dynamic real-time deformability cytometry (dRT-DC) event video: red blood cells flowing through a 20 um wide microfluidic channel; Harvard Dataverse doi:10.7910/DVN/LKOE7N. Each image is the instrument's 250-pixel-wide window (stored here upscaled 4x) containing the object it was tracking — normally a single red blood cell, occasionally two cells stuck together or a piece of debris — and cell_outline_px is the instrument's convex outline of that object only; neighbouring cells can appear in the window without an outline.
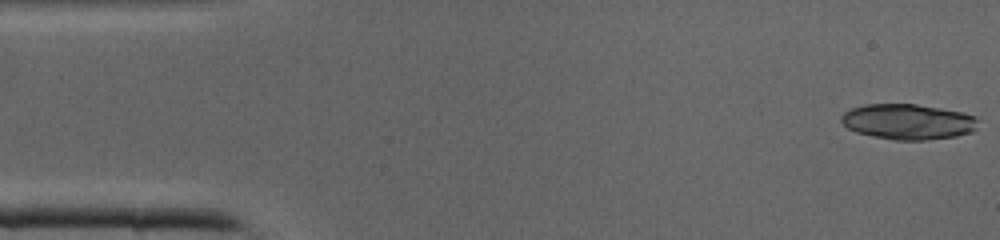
{"species": "common noctule bat (a hibernating species)", "species_latin": "Nyctalus noctula", "temperature_condition": "cold", "stored_images_in_passage": 11, "camera_frame_rate_fps": 3000, "um_per_image_px": 0.085, "animal": {"sex": "male", "body_mass_g": 19.0, "forearm_length_mm": 50.8}, "frame": {"image": 1, "passage_image": 1, "time_ms": 0.0, "image_size_px": [1000, 240], "cell_outline_px": [[976, 128], [972, 132], [956, 136], [924, 140], [896, 140], [872, 136], [856, 132], [848, 128], [840, 120], [840, 116], [844, 112], [852, 108], [864, 104], [916, 104], [964, 112], [976, 116]], "centroid_in_image_um": [77.17, 10.34], "position_along_channel_um": 7.8, "area_um2": 28.32}}